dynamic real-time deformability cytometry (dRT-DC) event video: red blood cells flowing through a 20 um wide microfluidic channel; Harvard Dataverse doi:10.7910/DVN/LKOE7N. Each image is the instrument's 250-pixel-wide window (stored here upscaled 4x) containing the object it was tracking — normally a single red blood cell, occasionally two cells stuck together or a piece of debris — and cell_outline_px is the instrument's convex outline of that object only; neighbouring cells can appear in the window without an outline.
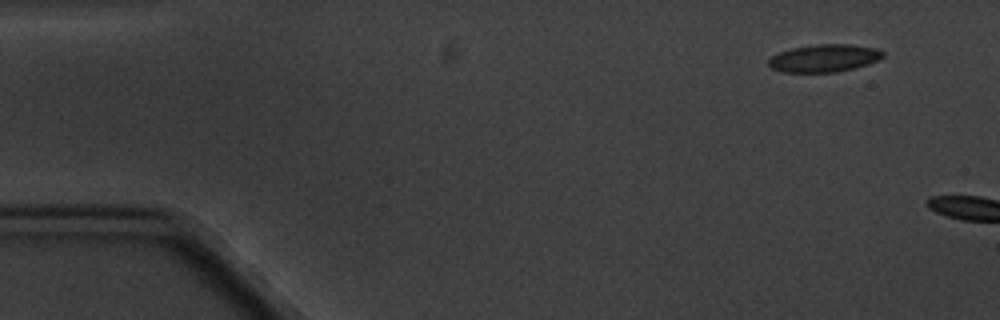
{"species": "common noctule bat (a hibernating species)", "species_latin": "Nyctalus noctula", "temperature_condition": "cold", "stored_images_in_passage": 2, "camera_frame_rate_fps": 3000, "um_per_image_px": 0.085, "animal": {"sex": "male", "body_mass_g": 20.1, "forearm_length_mm": 53.5}, "frame": {"image": 1, "passage_image": 1, "time_ms": 0.0, "image_size_px": [1000, 320], "cell_outline_px": [[884, 56], [880, 60], [868, 64], [836, 72], [784, 72], [772, 68], [768, 64], [768, 60], [772, 56], [780, 52], [792, 48], [816, 44], [852, 44], [876, 48], [884, 52]], "centroid_in_image_um": [70.09, 4.93], "position_along_channel_um": 14.9, "area_um2": 18.38}}